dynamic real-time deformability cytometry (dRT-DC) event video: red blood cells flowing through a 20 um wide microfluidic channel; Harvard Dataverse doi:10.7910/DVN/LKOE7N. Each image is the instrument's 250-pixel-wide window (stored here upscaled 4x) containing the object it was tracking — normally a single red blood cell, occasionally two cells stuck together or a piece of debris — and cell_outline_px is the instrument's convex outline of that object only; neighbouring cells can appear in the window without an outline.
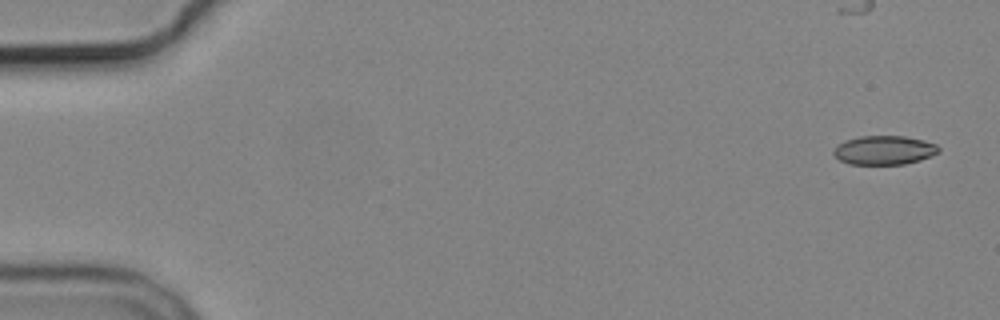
{"species": "common noctule bat (a hibernating species)", "species_latin": "Nyctalus noctula", "temperature_condition": "cold", "stored_images_in_passage": 5, "camera_frame_rate_fps": 3000, "um_per_image_px": 0.085, "animal": {"sex": "male", "body_mass_g": 19.2, "forearm_length_mm": 51.8}, "frame": {"image": 1, "passage_image": 1, "time_ms": 0.0, "image_size_px": [1000, 320], "cell_outline_px": [[940, 152], [920, 160], [904, 164], [848, 164], [840, 160], [832, 152], [844, 140], [860, 136], [904, 136], [924, 140], [936, 144], [940, 148]], "centroid_in_image_um": [75.18, 12.76], "position_along_channel_um": 9.8, "area_um2": 17.69}}
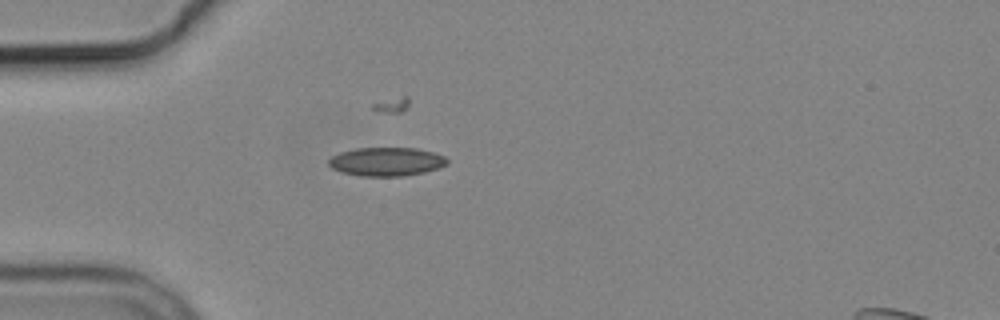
{"frame": {"image": 2, "passage_image": 5, "time_ms": 4.667, "image_size_px": [1000, 320], "cell_outline_px": [[448, 164], [440, 168], [424, 172], [404, 176], [360, 176], [340, 172], [332, 168], [328, 164], [328, 160], [332, 156], [340, 152], [356, 148], [416, 148], [432, 152], [444, 156], [448, 160]], "centroid_in_image_um": [32.84, 13.74], "position_along_channel_um": 52.2, "area_um2": 19.88}}